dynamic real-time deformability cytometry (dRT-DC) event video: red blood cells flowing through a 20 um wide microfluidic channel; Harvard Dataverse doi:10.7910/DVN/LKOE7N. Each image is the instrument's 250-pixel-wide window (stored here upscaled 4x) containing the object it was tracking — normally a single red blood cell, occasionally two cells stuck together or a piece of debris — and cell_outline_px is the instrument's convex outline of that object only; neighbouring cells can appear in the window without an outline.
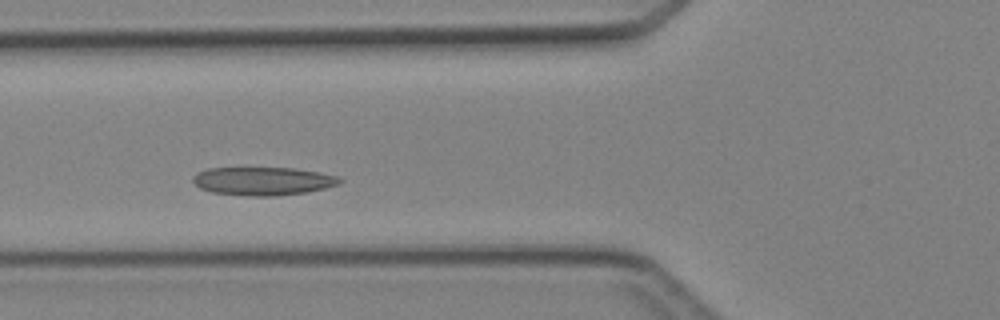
{"species": "Egyptian fruit bat (a non-hibernating species)", "species_latin": "Rousettus aegyptiacus", "temperature_condition": "cold", "stored_images_in_passage": 8, "camera_frame_rate_fps": 3000, "um_per_image_px": 0.085, "animal": {"sex": "female"}, "frame": {"image": 1, "passage_image": 6, "time_ms": 6.667, "image_size_px": [1000, 320], "cell_outline_px": [[344, 180], [340, 184], [324, 188], [304, 192], [272, 196], [252, 196], [212, 192], [200, 188], [192, 180], [192, 176], [196, 172], [208, 168], [244, 164], [292, 168], [320, 172], [336, 176]], "centroid_in_image_um": [22.27, 15.32], "position_along_channel_um": 103.5, "area_um2": 25.26}}
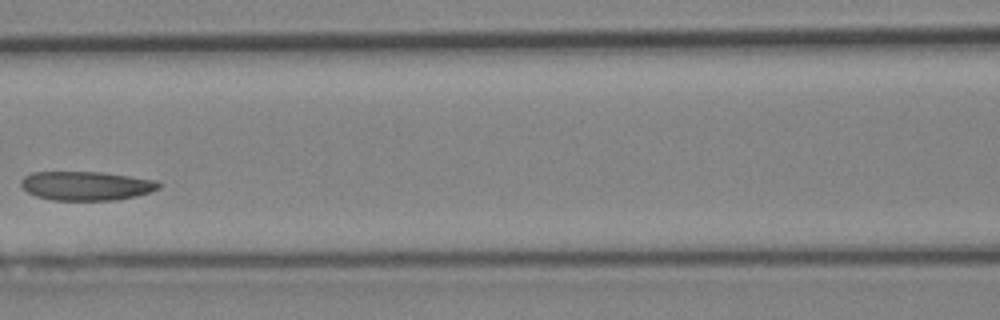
{"frame": {"image": 2, "passage_image": 7, "time_ms": 8.0, "image_size_px": [1000, 320], "cell_outline_px": [[160, 188], [136, 196], [116, 200], [52, 200], [36, 196], [28, 192], [20, 184], [20, 180], [24, 176], [32, 172], [104, 172], [156, 180], [160, 184]], "centroid_in_image_um": [7.32, 15.79], "position_along_channel_um": 159.3, "area_um2": 23.29}}
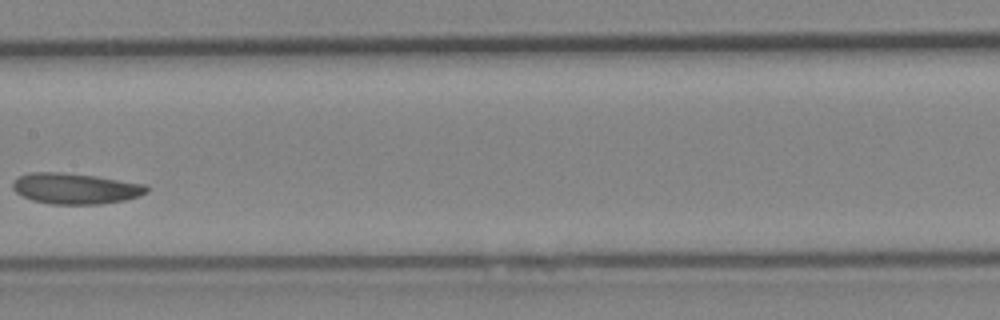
{"frame": {"image": 3, "passage_image": 8, "time_ms": 9.0, "image_size_px": [1000, 320], "cell_outline_px": [[148, 192], [140, 196], [124, 200], [100, 204], [52, 204], [32, 200], [16, 192], [12, 188], [12, 180], [20, 176], [32, 172], [60, 172], [96, 176], [148, 184]], "centroid_in_image_um": [6.43, 16.02], "position_along_channel_um": 201.0, "area_um2": 24.16}}